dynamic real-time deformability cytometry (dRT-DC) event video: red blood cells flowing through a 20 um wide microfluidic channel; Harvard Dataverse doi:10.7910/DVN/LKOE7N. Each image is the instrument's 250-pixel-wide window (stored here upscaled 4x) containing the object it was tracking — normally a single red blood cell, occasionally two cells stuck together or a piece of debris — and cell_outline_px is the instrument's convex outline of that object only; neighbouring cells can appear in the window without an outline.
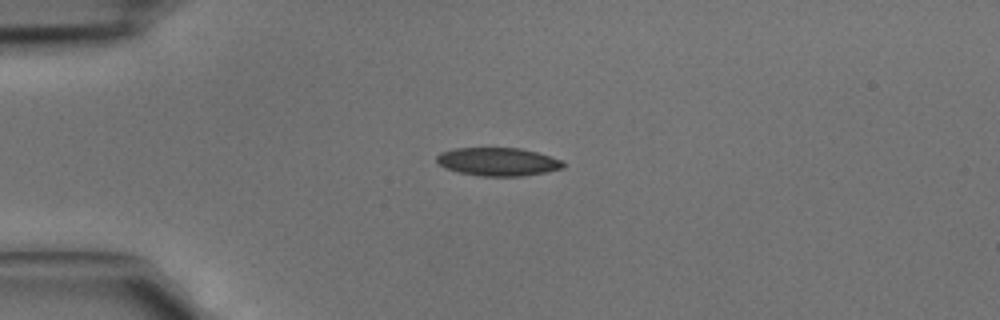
{"species": "common noctule bat (a hibernating species)", "species_latin": "Nyctalus noctula", "temperature_condition": "cold", "stored_images_in_passage": 3, "camera_frame_rate_fps": 3000, "um_per_image_px": 0.085, "animal": {"sex": "male", "body_mass_g": 15.6}, "frame": {"image": 1, "passage_image": 2, "time_ms": 0.333, "image_size_px": [1000, 320], "cell_outline_px": [[564, 168], [524, 176], [480, 176], [460, 172], [444, 168], [436, 160], [436, 156], [440, 152], [456, 148], [520, 148], [536, 152], [560, 160], [564, 164]], "centroid_in_image_um": [42.29, 13.75], "position_along_channel_um": 42.7, "area_um2": 20.63}}